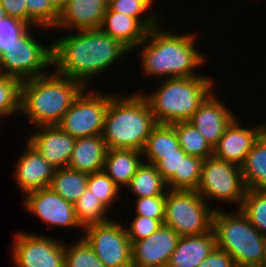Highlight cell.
<instances>
[{
	"mask_svg": "<svg viewBox=\"0 0 266 267\" xmlns=\"http://www.w3.org/2000/svg\"><path fill=\"white\" fill-rule=\"evenodd\" d=\"M52 43V66L55 73L90 86L94 77L101 75L119 58L131 51L120 41L100 29L71 31ZM97 75V76H96Z\"/></svg>",
	"mask_w": 266,
	"mask_h": 267,
	"instance_id": "6da1fadb",
	"label": "cell"
},
{
	"mask_svg": "<svg viewBox=\"0 0 266 267\" xmlns=\"http://www.w3.org/2000/svg\"><path fill=\"white\" fill-rule=\"evenodd\" d=\"M193 33L171 34L160 25L148 30L144 40L134 49L141 48L139 58L142 72L161 79L200 76L195 69L207 60L197 50V35Z\"/></svg>",
	"mask_w": 266,
	"mask_h": 267,
	"instance_id": "7a4b0ae2",
	"label": "cell"
},
{
	"mask_svg": "<svg viewBox=\"0 0 266 267\" xmlns=\"http://www.w3.org/2000/svg\"><path fill=\"white\" fill-rule=\"evenodd\" d=\"M84 89L81 83L54 71L22 81L21 114L34 128L58 125Z\"/></svg>",
	"mask_w": 266,
	"mask_h": 267,
	"instance_id": "3957f363",
	"label": "cell"
},
{
	"mask_svg": "<svg viewBox=\"0 0 266 267\" xmlns=\"http://www.w3.org/2000/svg\"><path fill=\"white\" fill-rule=\"evenodd\" d=\"M156 124L146 99L139 91L125 97L118 94L109 101L102 137L107 149L142 151Z\"/></svg>",
	"mask_w": 266,
	"mask_h": 267,
	"instance_id": "277c9868",
	"label": "cell"
},
{
	"mask_svg": "<svg viewBox=\"0 0 266 267\" xmlns=\"http://www.w3.org/2000/svg\"><path fill=\"white\" fill-rule=\"evenodd\" d=\"M155 91L148 95L139 91L146 99L158 124L188 121L215 87L211 76L177 77L163 79Z\"/></svg>",
	"mask_w": 266,
	"mask_h": 267,
	"instance_id": "5b68a950",
	"label": "cell"
},
{
	"mask_svg": "<svg viewBox=\"0 0 266 267\" xmlns=\"http://www.w3.org/2000/svg\"><path fill=\"white\" fill-rule=\"evenodd\" d=\"M212 229L216 247L226 251L237 267H266V236L252 226L240 209L235 213L215 210Z\"/></svg>",
	"mask_w": 266,
	"mask_h": 267,
	"instance_id": "8992f818",
	"label": "cell"
},
{
	"mask_svg": "<svg viewBox=\"0 0 266 267\" xmlns=\"http://www.w3.org/2000/svg\"><path fill=\"white\" fill-rule=\"evenodd\" d=\"M212 206V207H211ZM208 204L196 190H167L163 224L180 237L212 230L213 214L219 208Z\"/></svg>",
	"mask_w": 266,
	"mask_h": 267,
	"instance_id": "52a82bcc",
	"label": "cell"
},
{
	"mask_svg": "<svg viewBox=\"0 0 266 267\" xmlns=\"http://www.w3.org/2000/svg\"><path fill=\"white\" fill-rule=\"evenodd\" d=\"M246 190L240 166L214 155L203 161L196 191L208 204L210 199L224 201L225 204H237L236 209H239Z\"/></svg>",
	"mask_w": 266,
	"mask_h": 267,
	"instance_id": "ba28073f",
	"label": "cell"
},
{
	"mask_svg": "<svg viewBox=\"0 0 266 267\" xmlns=\"http://www.w3.org/2000/svg\"><path fill=\"white\" fill-rule=\"evenodd\" d=\"M30 27L16 43L0 57V74L16 77L21 81L43 76L45 68L52 67V43L42 45ZM32 33V34H31Z\"/></svg>",
	"mask_w": 266,
	"mask_h": 267,
	"instance_id": "9c48e42d",
	"label": "cell"
},
{
	"mask_svg": "<svg viewBox=\"0 0 266 267\" xmlns=\"http://www.w3.org/2000/svg\"><path fill=\"white\" fill-rule=\"evenodd\" d=\"M87 89L78 95L58 124L74 138L102 135L108 104L114 96L98 91H89V94Z\"/></svg>",
	"mask_w": 266,
	"mask_h": 267,
	"instance_id": "30bf717a",
	"label": "cell"
},
{
	"mask_svg": "<svg viewBox=\"0 0 266 267\" xmlns=\"http://www.w3.org/2000/svg\"><path fill=\"white\" fill-rule=\"evenodd\" d=\"M122 224L110 219L84 228L82 237L106 267H132V244Z\"/></svg>",
	"mask_w": 266,
	"mask_h": 267,
	"instance_id": "8fae6325",
	"label": "cell"
},
{
	"mask_svg": "<svg viewBox=\"0 0 266 267\" xmlns=\"http://www.w3.org/2000/svg\"><path fill=\"white\" fill-rule=\"evenodd\" d=\"M15 267H64V242L41 234L18 232L11 246Z\"/></svg>",
	"mask_w": 266,
	"mask_h": 267,
	"instance_id": "7c38bea8",
	"label": "cell"
},
{
	"mask_svg": "<svg viewBox=\"0 0 266 267\" xmlns=\"http://www.w3.org/2000/svg\"><path fill=\"white\" fill-rule=\"evenodd\" d=\"M22 203L29 213L52 228H82L77 221L74 204L63 199L50 187L28 192Z\"/></svg>",
	"mask_w": 266,
	"mask_h": 267,
	"instance_id": "4fadbf2b",
	"label": "cell"
},
{
	"mask_svg": "<svg viewBox=\"0 0 266 267\" xmlns=\"http://www.w3.org/2000/svg\"><path fill=\"white\" fill-rule=\"evenodd\" d=\"M179 238L162 224L150 237L132 244V267H167Z\"/></svg>",
	"mask_w": 266,
	"mask_h": 267,
	"instance_id": "5bb4252c",
	"label": "cell"
},
{
	"mask_svg": "<svg viewBox=\"0 0 266 267\" xmlns=\"http://www.w3.org/2000/svg\"><path fill=\"white\" fill-rule=\"evenodd\" d=\"M33 130L27 141L56 169L67 167L76 138L58 125L39 126Z\"/></svg>",
	"mask_w": 266,
	"mask_h": 267,
	"instance_id": "9a60e30c",
	"label": "cell"
},
{
	"mask_svg": "<svg viewBox=\"0 0 266 267\" xmlns=\"http://www.w3.org/2000/svg\"><path fill=\"white\" fill-rule=\"evenodd\" d=\"M215 94L212 92L188 120L213 148L237 117Z\"/></svg>",
	"mask_w": 266,
	"mask_h": 267,
	"instance_id": "2e32d148",
	"label": "cell"
},
{
	"mask_svg": "<svg viewBox=\"0 0 266 267\" xmlns=\"http://www.w3.org/2000/svg\"><path fill=\"white\" fill-rule=\"evenodd\" d=\"M25 144L24 153H21L14 167L15 182L23 195L49 187L56 171L28 141Z\"/></svg>",
	"mask_w": 266,
	"mask_h": 267,
	"instance_id": "e0dca14e",
	"label": "cell"
},
{
	"mask_svg": "<svg viewBox=\"0 0 266 267\" xmlns=\"http://www.w3.org/2000/svg\"><path fill=\"white\" fill-rule=\"evenodd\" d=\"M254 127L243 128L236 117L225 129L218 144L214 147L213 155L226 162L241 166L257 138L266 129V121Z\"/></svg>",
	"mask_w": 266,
	"mask_h": 267,
	"instance_id": "ac0fdd59",
	"label": "cell"
},
{
	"mask_svg": "<svg viewBox=\"0 0 266 267\" xmlns=\"http://www.w3.org/2000/svg\"><path fill=\"white\" fill-rule=\"evenodd\" d=\"M107 9V0H68L53 30L99 29Z\"/></svg>",
	"mask_w": 266,
	"mask_h": 267,
	"instance_id": "d6986e66",
	"label": "cell"
},
{
	"mask_svg": "<svg viewBox=\"0 0 266 267\" xmlns=\"http://www.w3.org/2000/svg\"><path fill=\"white\" fill-rule=\"evenodd\" d=\"M215 247L213 229L200 235L182 236L178 239L167 267H198Z\"/></svg>",
	"mask_w": 266,
	"mask_h": 267,
	"instance_id": "ffe728a7",
	"label": "cell"
},
{
	"mask_svg": "<svg viewBox=\"0 0 266 267\" xmlns=\"http://www.w3.org/2000/svg\"><path fill=\"white\" fill-rule=\"evenodd\" d=\"M107 147L102 135L76 138L68 168L85 173L103 170Z\"/></svg>",
	"mask_w": 266,
	"mask_h": 267,
	"instance_id": "44dd1931",
	"label": "cell"
},
{
	"mask_svg": "<svg viewBox=\"0 0 266 267\" xmlns=\"http://www.w3.org/2000/svg\"><path fill=\"white\" fill-rule=\"evenodd\" d=\"M99 29L130 51L144 40L148 32L137 19L114 11H106Z\"/></svg>",
	"mask_w": 266,
	"mask_h": 267,
	"instance_id": "7402d4cb",
	"label": "cell"
},
{
	"mask_svg": "<svg viewBox=\"0 0 266 267\" xmlns=\"http://www.w3.org/2000/svg\"><path fill=\"white\" fill-rule=\"evenodd\" d=\"M142 151L136 149H107L103 170L122 190L143 162Z\"/></svg>",
	"mask_w": 266,
	"mask_h": 267,
	"instance_id": "603a6c76",
	"label": "cell"
},
{
	"mask_svg": "<svg viewBox=\"0 0 266 267\" xmlns=\"http://www.w3.org/2000/svg\"><path fill=\"white\" fill-rule=\"evenodd\" d=\"M240 168L247 189L266 191V129L257 138Z\"/></svg>",
	"mask_w": 266,
	"mask_h": 267,
	"instance_id": "cb8c5ba5",
	"label": "cell"
},
{
	"mask_svg": "<svg viewBox=\"0 0 266 267\" xmlns=\"http://www.w3.org/2000/svg\"><path fill=\"white\" fill-rule=\"evenodd\" d=\"M135 194L136 198L166 195V181L156 167L145 161L139 166L130 183L125 187Z\"/></svg>",
	"mask_w": 266,
	"mask_h": 267,
	"instance_id": "d4e9b609",
	"label": "cell"
},
{
	"mask_svg": "<svg viewBox=\"0 0 266 267\" xmlns=\"http://www.w3.org/2000/svg\"><path fill=\"white\" fill-rule=\"evenodd\" d=\"M88 173L68 167L56 169L50 188L66 201L74 204L86 191Z\"/></svg>",
	"mask_w": 266,
	"mask_h": 267,
	"instance_id": "484cf974",
	"label": "cell"
},
{
	"mask_svg": "<svg viewBox=\"0 0 266 267\" xmlns=\"http://www.w3.org/2000/svg\"><path fill=\"white\" fill-rule=\"evenodd\" d=\"M171 125L175 129L180 147L186 154L204 160L213 156L214 148L190 122L179 121Z\"/></svg>",
	"mask_w": 266,
	"mask_h": 267,
	"instance_id": "4316f807",
	"label": "cell"
},
{
	"mask_svg": "<svg viewBox=\"0 0 266 267\" xmlns=\"http://www.w3.org/2000/svg\"><path fill=\"white\" fill-rule=\"evenodd\" d=\"M179 141L171 124H156L147 138L143 155L179 154Z\"/></svg>",
	"mask_w": 266,
	"mask_h": 267,
	"instance_id": "83f0119b",
	"label": "cell"
},
{
	"mask_svg": "<svg viewBox=\"0 0 266 267\" xmlns=\"http://www.w3.org/2000/svg\"><path fill=\"white\" fill-rule=\"evenodd\" d=\"M154 1L156 0H110L107 11L119 12L131 16L137 19L147 30H151L161 25L159 24L161 15L156 10L147 17L142 15L153 8L152 6L155 5Z\"/></svg>",
	"mask_w": 266,
	"mask_h": 267,
	"instance_id": "f1b7e54d",
	"label": "cell"
},
{
	"mask_svg": "<svg viewBox=\"0 0 266 267\" xmlns=\"http://www.w3.org/2000/svg\"><path fill=\"white\" fill-rule=\"evenodd\" d=\"M74 210L77 221L82 229L112 219L106 216V214L108 215V208L89 189H86L74 203Z\"/></svg>",
	"mask_w": 266,
	"mask_h": 267,
	"instance_id": "f546056e",
	"label": "cell"
},
{
	"mask_svg": "<svg viewBox=\"0 0 266 267\" xmlns=\"http://www.w3.org/2000/svg\"><path fill=\"white\" fill-rule=\"evenodd\" d=\"M204 159L186 155L179 166V174H174L167 182L169 190H196L199 186Z\"/></svg>",
	"mask_w": 266,
	"mask_h": 267,
	"instance_id": "4dcf8cb0",
	"label": "cell"
},
{
	"mask_svg": "<svg viewBox=\"0 0 266 267\" xmlns=\"http://www.w3.org/2000/svg\"><path fill=\"white\" fill-rule=\"evenodd\" d=\"M239 209L252 226L266 236V191L247 189Z\"/></svg>",
	"mask_w": 266,
	"mask_h": 267,
	"instance_id": "1f68e13d",
	"label": "cell"
},
{
	"mask_svg": "<svg viewBox=\"0 0 266 267\" xmlns=\"http://www.w3.org/2000/svg\"><path fill=\"white\" fill-rule=\"evenodd\" d=\"M22 81L0 74V118L21 112Z\"/></svg>",
	"mask_w": 266,
	"mask_h": 267,
	"instance_id": "d6a6232c",
	"label": "cell"
},
{
	"mask_svg": "<svg viewBox=\"0 0 266 267\" xmlns=\"http://www.w3.org/2000/svg\"><path fill=\"white\" fill-rule=\"evenodd\" d=\"M27 24L33 28L52 30L57 25L59 12L49 0H26ZM48 28V29H47Z\"/></svg>",
	"mask_w": 266,
	"mask_h": 267,
	"instance_id": "836d02e7",
	"label": "cell"
},
{
	"mask_svg": "<svg viewBox=\"0 0 266 267\" xmlns=\"http://www.w3.org/2000/svg\"><path fill=\"white\" fill-rule=\"evenodd\" d=\"M64 267H106L82 237L75 243L64 244Z\"/></svg>",
	"mask_w": 266,
	"mask_h": 267,
	"instance_id": "e575fe53",
	"label": "cell"
},
{
	"mask_svg": "<svg viewBox=\"0 0 266 267\" xmlns=\"http://www.w3.org/2000/svg\"><path fill=\"white\" fill-rule=\"evenodd\" d=\"M87 189L109 209L122 190L104 170L88 174Z\"/></svg>",
	"mask_w": 266,
	"mask_h": 267,
	"instance_id": "d590c367",
	"label": "cell"
},
{
	"mask_svg": "<svg viewBox=\"0 0 266 267\" xmlns=\"http://www.w3.org/2000/svg\"><path fill=\"white\" fill-rule=\"evenodd\" d=\"M31 26L23 20L6 16L0 21V57L7 53L16 40L19 39Z\"/></svg>",
	"mask_w": 266,
	"mask_h": 267,
	"instance_id": "8d00e7d4",
	"label": "cell"
},
{
	"mask_svg": "<svg viewBox=\"0 0 266 267\" xmlns=\"http://www.w3.org/2000/svg\"><path fill=\"white\" fill-rule=\"evenodd\" d=\"M186 155L180 147L179 154L143 155V158H146L144 160L145 162L153 164L162 178L167 182L174 174H179V166Z\"/></svg>",
	"mask_w": 266,
	"mask_h": 267,
	"instance_id": "74e56055",
	"label": "cell"
},
{
	"mask_svg": "<svg viewBox=\"0 0 266 267\" xmlns=\"http://www.w3.org/2000/svg\"><path fill=\"white\" fill-rule=\"evenodd\" d=\"M162 224L163 220L135 215L128 227L125 226V229L131 244H134L137 241L150 237Z\"/></svg>",
	"mask_w": 266,
	"mask_h": 267,
	"instance_id": "f35d334b",
	"label": "cell"
},
{
	"mask_svg": "<svg viewBox=\"0 0 266 267\" xmlns=\"http://www.w3.org/2000/svg\"><path fill=\"white\" fill-rule=\"evenodd\" d=\"M166 195L135 199V215L164 220Z\"/></svg>",
	"mask_w": 266,
	"mask_h": 267,
	"instance_id": "ab89813d",
	"label": "cell"
},
{
	"mask_svg": "<svg viewBox=\"0 0 266 267\" xmlns=\"http://www.w3.org/2000/svg\"><path fill=\"white\" fill-rule=\"evenodd\" d=\"M198 267H237L234 259L224 250L215 247Z\"/></svg>",
	"mask_w": 266,
	"mask_h": 267,
	"instance_id": "60d3db41",
	"label": "cell"
},
{
	"mask_svg": "<svg viewBox=\"0 0 266 267\" xmlns=\"http://www.w3.org/2000/svg\"><path fill=\"white\" fill-rule=\"evenodd\" d=\"M1 6L9 17H15L27 23L26 0H0Z\"/></svg>",
	"mask_w": 266,
	"mask_h": 267,
	"instance_id": "b9f144b4",
	"label": "cell"
},
{
	"mask_svg": "<svg viewBox=\"0 0 266 267\" xmlns=\"http://www.w3.org/2000/svg\"><path fill=\"white\" fill-rule=\"evenodd\" d=\"M52 6L60 13L67 5L68 0H49Z\"/></svg>",
	"mask_w": 266,
	"mask_h": 267,
	"instance_id": "7bdbcfd3",
	"label": "cell"
},
{
	"mask_svg": "<svg viewBox=\"0 0 266 267\" xmlns=\"http://www.w3.org/2000/svg\"><path fill=\"white\" fill-rule=\"evenodd\" d=\"M6 16H7L6 12H5V10L3 9V7L1 6V3H0V21L3 20Z\"/></svg>",
	"mask_w": 266,
	"mask_h": 267,
	"instance_id": "ee69618b",
	"label": "cell"
},
{
	"mask_svg": "<svg viewBox=\"0 0 266 267\" xmlns=\"http://www.w3.org/2000/svg\"><path fill=\"white\" fill-rule=\"evenodd\" d=\"M265 254H266V238H265Z\"/></svg>",
	"mask_w": 266,
	"mask_h": 267,
	"instance_id": "f6af8a7d",
	"label": "cell"
}]
</instances>
